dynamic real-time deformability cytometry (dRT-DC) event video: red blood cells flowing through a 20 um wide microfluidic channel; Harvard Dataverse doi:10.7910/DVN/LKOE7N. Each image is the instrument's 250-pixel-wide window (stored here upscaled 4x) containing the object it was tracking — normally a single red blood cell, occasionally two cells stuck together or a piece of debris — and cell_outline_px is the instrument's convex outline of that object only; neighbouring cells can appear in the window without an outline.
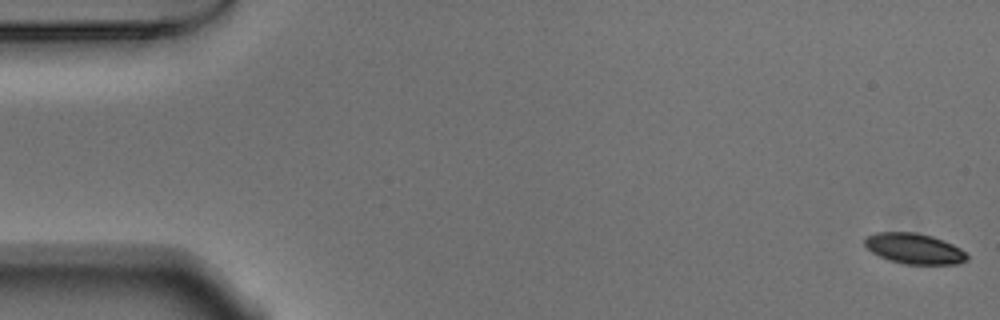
{"species": "Egyptian fruit bat (a non-hibernating species)", "species_latin": "Rousettus aegyptiacus", "temperature_condition": "warm", "stored_images_in_passage": 55, "camera_frame_rate_fps": 3000, "um_per_image_px": 0.085, "animal": {"sex": "male"}, "frame": {"image": 1, "passage_image": 1, "time_ms": 0.0, "image_size_px": [1000, 320], "cell_outline_px": [[968, 260], [956, 264], [904, 264], [888, 260], [872, 252], [864, 244], [864, 240], [868, 236], [876, 232], [916, 232], [932, 236], [952, 244], [960, 248], [968, 256]], "centroid_in_image_um": [77.71, 21.13], "position_along_channel_um": 7.3, "area_um2": 18.15}}
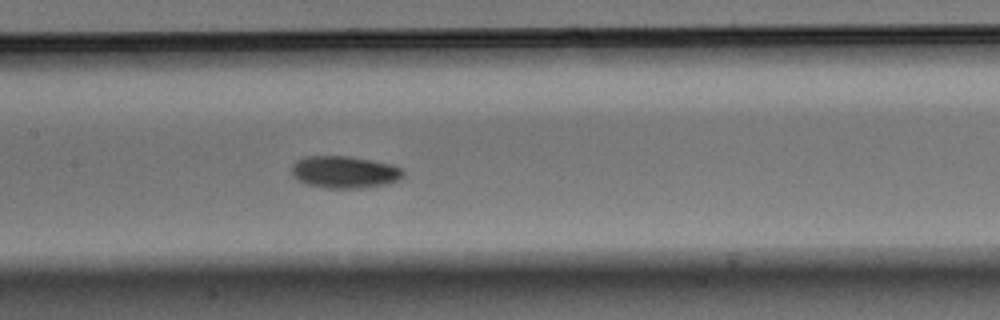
{"frame": {"image": 2, "passage_image": 26, "time_ms": 8.333, "image_size_px": [1000, 320], "cell_outline_px": [[404, 176], [400, 180], [388, 184], [360, 188], [324, 188], [308, 184], [296, 180], [292, 172], [292, 164], [296, 160], [304, 156], [348, 156], [392, 164], [404, 168]], "centroid_in_image_um": [29.31, 14.62], "position_along_channel_um": 178.1, "area_um2": 21.15}}
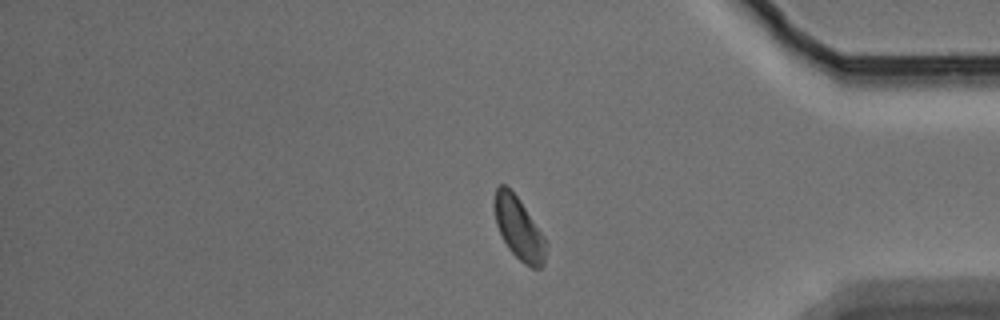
{"frame": {"image": 3, "passage_image": 45, "time_ms": 14.667, "image_size_px": [1000, 320], "cell_outline_px": [[548, 244], [544, 264], [540, 268], [532, 268], [524, 264], [508, 248], [496, 224], [492, 204], [492, 200], [496, 188], [500, 184], [504, 184], [516, 196], [544, 236]], "centroid_in_image_um": [44.09, 19.43], "position_along_channel_um": 391.1, "area_um2": 18.73}, "authors_computed_cell_mechanics": {"area_um2": 19.3052, "velocity_mm_per_s": 3.7307, "shape_relaxation_time_tau1_ms": 2.4975, "shape_relaxation_time_tau2_ms": null, "deformation_change_tau1": 0.0833, "deformation_change_tau2": null}}